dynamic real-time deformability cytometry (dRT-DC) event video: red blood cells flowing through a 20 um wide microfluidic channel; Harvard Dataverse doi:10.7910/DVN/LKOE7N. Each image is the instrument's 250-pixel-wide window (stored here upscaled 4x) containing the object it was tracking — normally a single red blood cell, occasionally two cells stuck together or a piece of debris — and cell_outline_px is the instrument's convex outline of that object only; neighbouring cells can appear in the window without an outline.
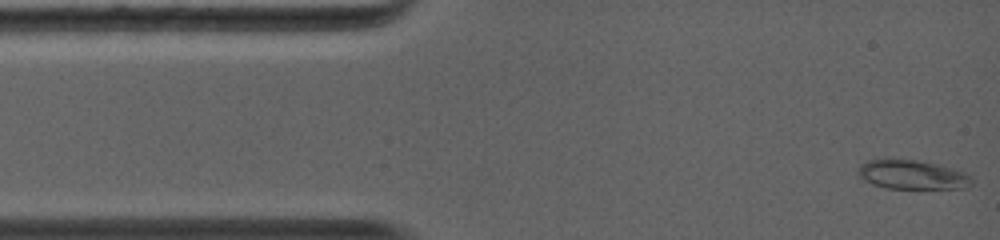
{"species": "common noctule bat (a hibernating species)", "species_latin": "Nyctalus noctula", "temperature_condition": "warm", "stored_images_in_passage": 35, "camera_frame_rate_fps": 5000, "um_per_image_px": 0.085, "animal": {"sex": "female", "body_mass_g": 19.0, "forearm_length_mm": 56.7}, "frame": {"image": 1, "passage_image": 1, "time_ms": 0.0, "image_size_px": [1000, 240], "cell_outline_px": [[972, 184], [964, 188], [888, 188], [872, 184], [860, 176], [856, 172], [868, 160], [916, 160], [936, 164], [964, 172], [972, 176]], "centroid_in_image_um": [77.58, 14.86], "position_along_channel_um": 7.4, "area_um2": 18.79}}
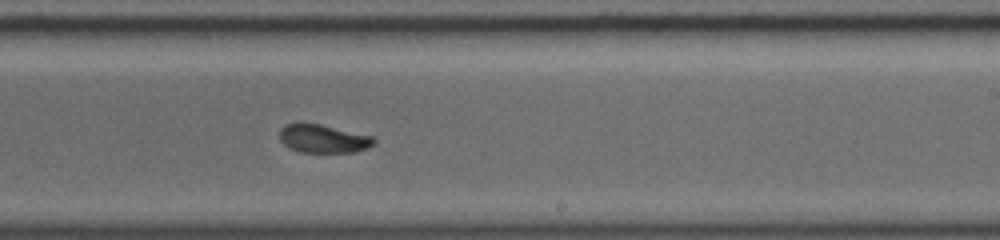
{"frame": {"image": 2, "passage_image": 22, "time_ms": 7.4, "image_size_px": [1000, 240], "cell_outline_px": [[376, 144], [368, 148], [356, 152], [300, 152], [284, 144], [280, 140], [280, 128], [284, 124], [300, 120], [304, 120], [372, 136], [376, 140]], "centroid_in_image_um": [27.45, 11.74], "position_along_channel_um": 261.6, "area_um2": 16.07}}
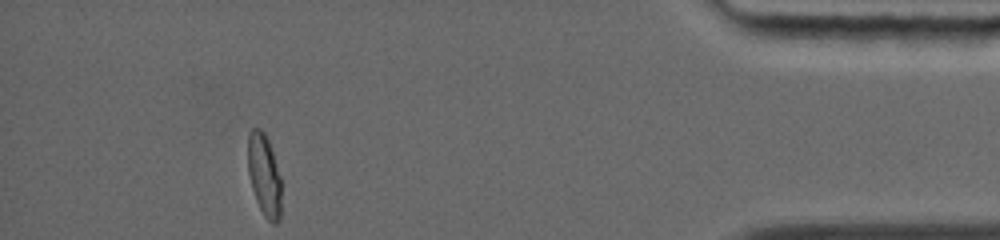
{"frame": {"image": 3, "passage_image": 35, "time_ms": 12.2, "image_size_px": [1000, 240], "cell_outline_px": [[280, 220], [276, 224], [272, 224], [264, 216], [256, 200], [252, 188], [248, 172], [248, 132], [252, 128], [260, 128], [264, 132], [268, 140], [280, 176]], "centroid_in_image_um": [22.44, 14.88], "position_along_channel_um": 412.8, "area_um2": 15.9}, "authors_computed_cell_mechanics": {"area_um2": 16.4152, "velocity_mm_per_s": 4.4216, "shape_relaxation_time_tau1_ms": null, "shape_relaxation_time_tau2_ms": 0.7487, "deformation_change_tau1": null, "deformation_change_tau2": 0.0429}}